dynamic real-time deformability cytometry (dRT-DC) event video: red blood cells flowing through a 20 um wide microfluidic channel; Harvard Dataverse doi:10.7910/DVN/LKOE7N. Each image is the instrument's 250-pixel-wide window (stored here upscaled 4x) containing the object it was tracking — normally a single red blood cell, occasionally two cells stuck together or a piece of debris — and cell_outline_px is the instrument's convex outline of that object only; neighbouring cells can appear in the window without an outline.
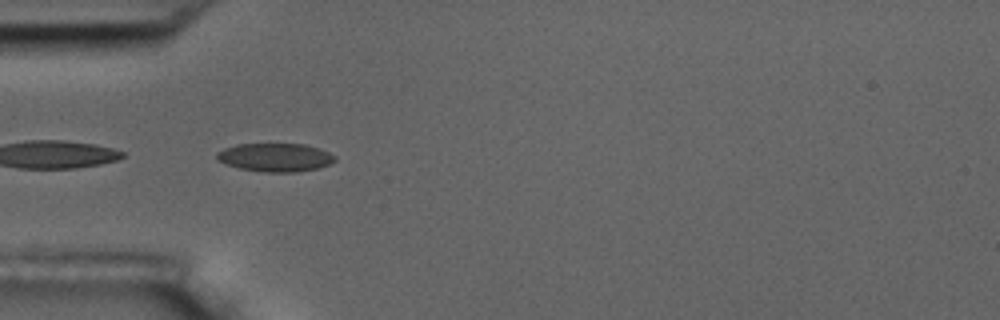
{"species": "common noctule bat (a hibernating species)", "species_latin": "Nyctalus noctula", "temperature_condition": "room temperature", "stored_images_in_passage": 7, "camera_frame_rate_fps": 3000, "um_per_image_px": 0.085, "animal": {"sex": "male", "body_mass_g": 17.5, "forearm_length_mm": 52.3}, "frame": {"image": 1, "passage_image": 6, "time_ms": 5.667, "image_size_px": [1000, 320], "cell_outline_px": [[336, 160], [328, 164], [316, 168], [296, 172], [264, 172], [240, 168], [224, 164], [216, 160], [216, 152], [224, 148], [236, 144], [304, 144], [328, 152], [336, 156]], "centroid_in_image_um": [23.34, 13.38], "position_along_channel_um": 61.7, "area_um2": 19.48}}